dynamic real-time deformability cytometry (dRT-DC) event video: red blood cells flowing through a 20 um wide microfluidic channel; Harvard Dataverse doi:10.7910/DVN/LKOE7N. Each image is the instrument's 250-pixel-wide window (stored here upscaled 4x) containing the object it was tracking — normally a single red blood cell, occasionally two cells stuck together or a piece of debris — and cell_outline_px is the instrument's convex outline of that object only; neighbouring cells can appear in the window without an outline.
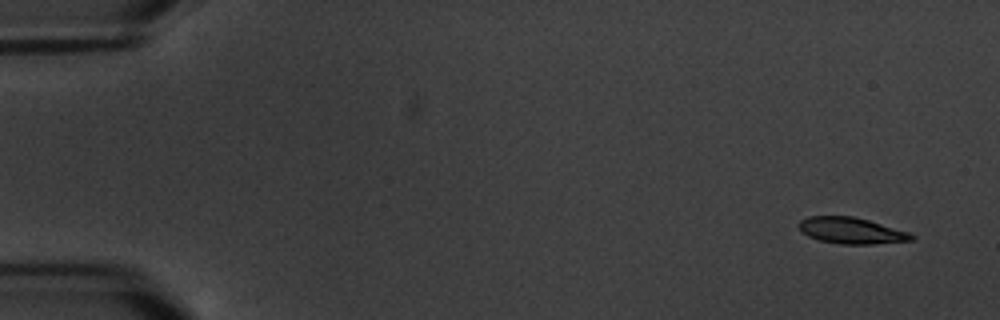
{"species": "common noctule bat (a hibernating species)", "species_latin": "Nyctalus noctula", "temperature_condition": "warm", "stored_images_in_passage": 17, "camera_frame_rate_fps": 3000, "um_per_image_px": 0.085, "animal": {"sex": "male", "body_mass_g": 20.1, "forearm_length_mm": 53.5}, "frame": {"image": 1, "passage_image": 1, "time_ms": 0.0, "image_size_px": [1000, 320], "cell_outline_px": [[916, 236], [912, 240], [872, 244], [840, 244], [820, 240], [808, 236], [800, 232], [796, 224], [800, 220], [808, 216], [852, 216], [868, 220], [908, 232]], "centroid_in_image_um": [72.29, 19.6], "position_along_channel_um": 12.7, "area_um2": 17.22}}
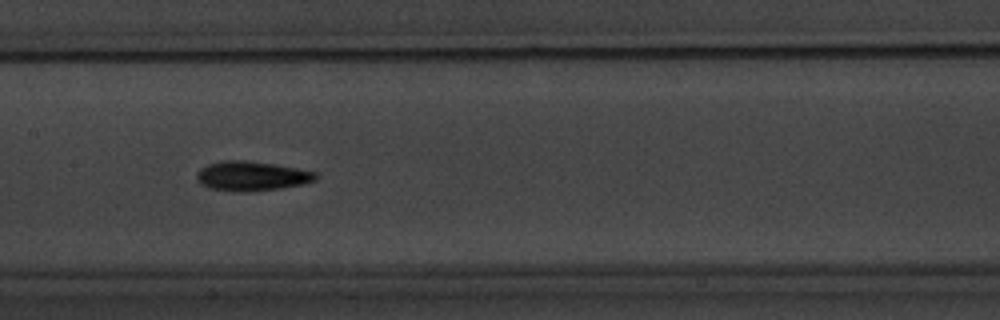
{"frame": {"image": 2, "passage_image": 9, "time_ms": 9.0, "image_size_px": [1000, 320], "cell_outline_px": [[320, 176], [316, 180], [304, 184], [280, 188], [248, 192], [236, 192], [208, 188], [200, 184], [196, 180], [196, 172], [200, 168], [208, 164], [224, 160], [244, 160], [272, 164], [296, 168], [316, 172]], "centroid_in_image_um": [21.37, 14.97], "position_along_channel_um": 186.0, "area_um2": 20.69}}
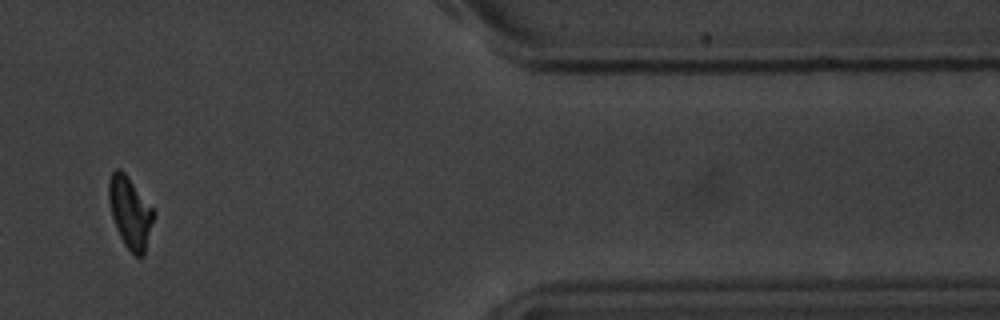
{"frame": {"image": 3, "passage_image": 15, "time_ms": 16.333, "image_size_px": [1000, 320], "cell_outline_px": [[156, 216], [144, 256], [136, 256], [124, 244], [116, 228], [112, 216], [108, 200], [108, 180], [112, 172], [116, 168], [120, 168], [128, 176], [156, 212]], "centroid_in_image_um": [11.08, 18.05], "position_along_channel_um": 400.3, "area_um2": 18.96}, "authors_computed_cell_mechanics": {"area_um2": 18.4382, "velocity_mm_per_s": 3.382, "shape_relaxation_time_tau1_ms": 2.1674, "shape_relaxation_time_tau2_ms": 2.137, "deformation_change_tau1": 0.1027, "deformation_change_tau2": 0.0694}}